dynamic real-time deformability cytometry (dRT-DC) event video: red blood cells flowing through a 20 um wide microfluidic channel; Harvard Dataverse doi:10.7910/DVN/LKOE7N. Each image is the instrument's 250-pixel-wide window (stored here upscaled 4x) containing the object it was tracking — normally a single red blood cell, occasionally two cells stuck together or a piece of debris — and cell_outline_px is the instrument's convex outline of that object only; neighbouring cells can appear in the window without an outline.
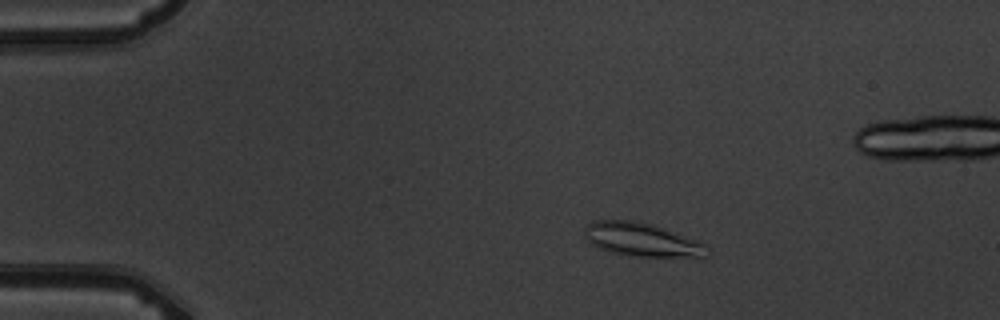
{"species": "common noctule bat (a hibernating species)", "species_latin": "Nyctalus noctula", "temperature_condition": "warm", "stored_images_in_passage": 6, "camera_frame_rate_fps": 3000, "um_per_image_px": 0.085, "animal": {"sex": "male", "body_mass_g": 19.5, "forearm_length_mm": 54.6}, "frame": {"image": 1, "passage_image": 3, "time_ms": 3.333, "image_size_px": [1000, 320], "cell_outline_px": [[708, 256], [632, 256], [612, 252], [588, 244], [584, 236], [584, 228], [592, 220], [632, 220], [652, 224], [700, 240], [704, 244]], "centroid_in_image_um": [54.49, 20.35], "position_along_channel_um": 30.5, "area_um2": 23.93}}